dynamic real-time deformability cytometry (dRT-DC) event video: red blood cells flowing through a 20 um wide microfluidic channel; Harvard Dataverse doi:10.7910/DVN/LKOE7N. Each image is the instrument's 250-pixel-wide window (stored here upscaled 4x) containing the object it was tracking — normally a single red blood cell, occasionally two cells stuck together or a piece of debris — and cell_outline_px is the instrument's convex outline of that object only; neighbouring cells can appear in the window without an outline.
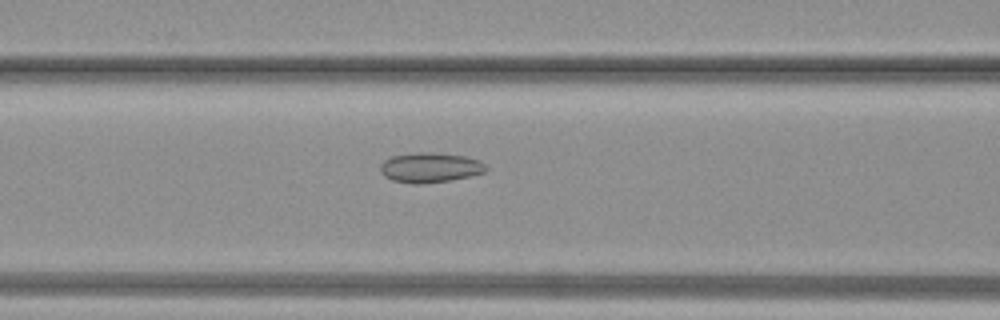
{"species": "common noctule bat (a hibernating species)", "species_latin": "Nyctalus noctula", "temperature_condition": "warm", "stored_images_in_passage": 29, "camera_frame_rate_fps": 3000, "um_per_image_px": 0.085, "animal": {"sex": "female", "body_mass_g": 19.3, "forearm_length_mm": 54.1}, "frame": {"image": 1, "passage_image": 10, "time_ms": 3.0, "image_size_px": [1000, 320], "cell_outline_px": [[488, 168], [484, 172], [472, 176], [448, 180], [420, 184], [412, 184], [392, 180], [384, 176], [380, 172], [380, 164], [384, 160], [392, 156], [416, 152], [436, 152], [464, 156], [480, 160]], "centroid_in_image_um": [36.54, 14.23], "position_along_channel_um": 130.1, "area_um2": 18.55}}
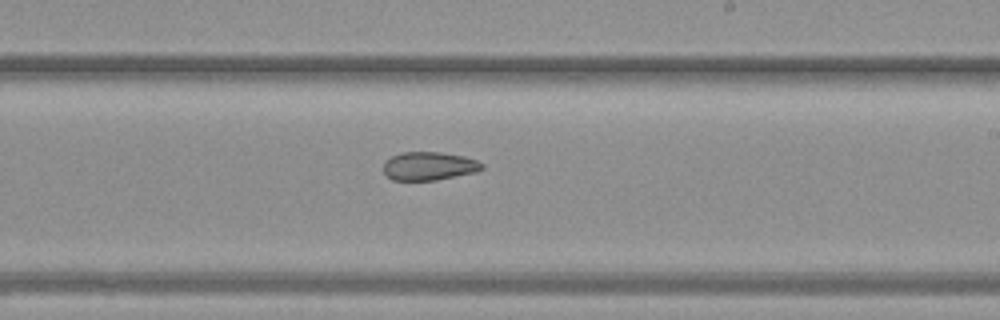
{"frame": {"image": 2, "passage_image": 17, "time_ms": 5.333, "image_size_px": [1000, 320], "cell_outline_px": [[484, 168], [476, 172], [436, 180], [392, 180], [384, 172], [384, 160], [400, 152], [440, 152], [464, 156], [476, 160], [484, 164]], "centroid_in_image_um": [36.47, 14.11], "position_along_channel_um": 252.5, "area_um2": 16.36}}
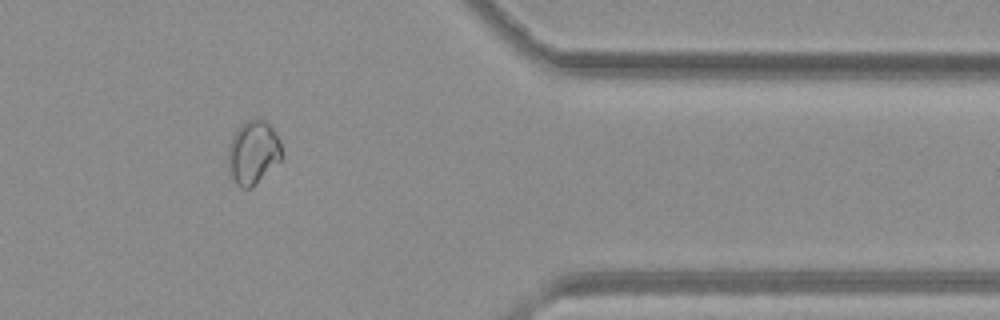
{"frame": {"image": 3, "passage_image": 26, "time_ms": 8.333, "image_size_px": [1000, 320], "cell_outline_px": [[284, 160], [252, 188], [240, 188], [228, 176], [228, 148], [232, 136], [240, 124], [248, 120], [264, 120], [272, 128], [280, 140], [284, 152]], "centroid_in_image_um": [21.54, 13.02], "position_along_channel_um": 389.9, "area_um2": 20.63}}